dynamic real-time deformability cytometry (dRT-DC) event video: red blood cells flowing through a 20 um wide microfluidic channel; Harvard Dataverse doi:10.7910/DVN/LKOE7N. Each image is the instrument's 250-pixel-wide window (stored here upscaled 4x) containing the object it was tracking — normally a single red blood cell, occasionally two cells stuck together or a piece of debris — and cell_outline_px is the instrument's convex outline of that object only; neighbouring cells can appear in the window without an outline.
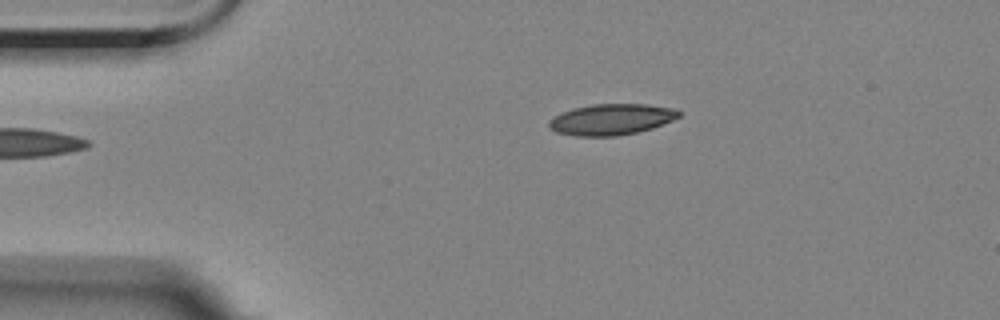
{"species": "Egyptian fruit bat (a non-hibernating species)", "species_latin": "Rousettus aegyptiacus", "temperature_condition": "room temperature", "stored_images_in_passage": 35, "camera_frame_rate_fps": 3000, "um_per_image_px": 0.085, "animal": {"sex": "female"}, "frame": {"image": 1, "passage_image": 1, "time_ms": 0.0, "image_size_px": [1000, 320], "cell_outline_px": [[680, 116], [672, 120], [652, 128], [636, 132], [616, 136], [576, 136], [556, 132], [548, 124], [548, 120], [572, 108], [592, 104], [644, 104], [672, 108], [680, 112]], "centroid_in_image_um": [51.95, 10.15], "position_along_channel_um": 33.0, "area_um2": 23.24}}
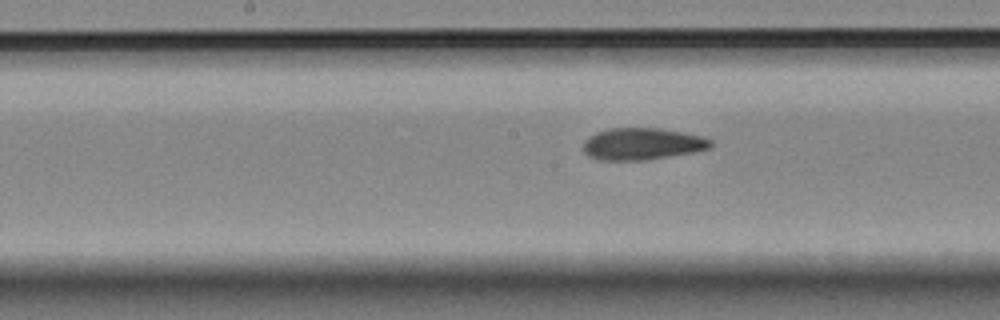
{"frame": {"image": 2, "passage_image": 18, "time_ms": 5.667, "image_size_px": [1000, 320], "cell_outline_px": [[712, 148], [692, 152], [648, 160], [596, 160], [588, 156], [584, 152], [584, 140], [588, 136], [596, 132], [608, 128], [660, 128], [684, 132], [700, 136], [712, 140]], "centroid_in_image_um": [54.57, 12.23], "position_along_channel_um": 193.6, "area_um2": 23.87}}
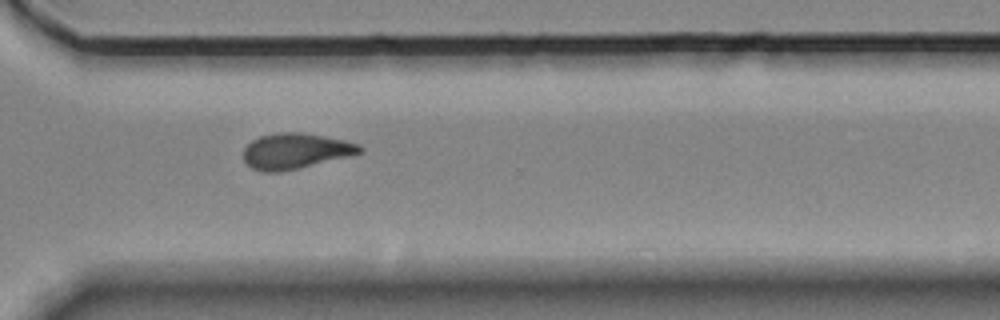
{"frame": {"image": 3, "passage_image": 31, "time_ms": 10.0, "image_size_px": [1000, 320], "cell_outline_px": [[364, 148], [360, 152], [348, 156], [280, 172], [264, 172], [252, 168], [244, 160], [244, 148], [252, 140], [260, 136], [276, 132], [300, 132], [344, 140], [360, 144]], "centroid_in_image_um": [25.08, 12.82], "position_along_channel_um": 345.5, "area_um2": 23.81}, "authors_computed_cell_mechanics": {"area_um2": 23.8714, "velocity_mm_per_s": 3.5117, "shape_relaxation_time_tau1_ms": null, "shape_relaxation_time_tau2_ms": 3.1799, "deformation_change_tau1": null, "deformation_change_tau2": 0.0977}}